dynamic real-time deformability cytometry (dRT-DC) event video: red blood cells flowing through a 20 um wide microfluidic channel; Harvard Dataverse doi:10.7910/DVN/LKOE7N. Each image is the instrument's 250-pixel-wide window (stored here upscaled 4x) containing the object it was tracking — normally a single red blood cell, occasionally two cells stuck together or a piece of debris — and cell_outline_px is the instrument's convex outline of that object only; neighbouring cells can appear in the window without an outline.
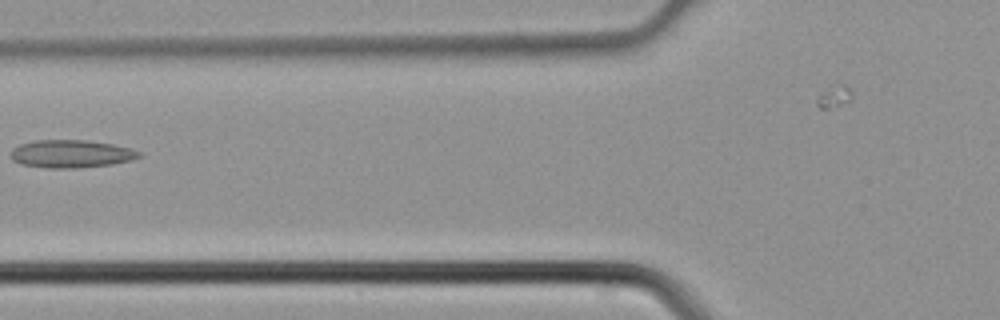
{"species": "common noctule bat (a hibernating species)", "species_latin": "Nyctalus noctula", "temperature_condition": "cold", "stored_images_in_passage": 2, "camera_frame_rate_fps": 3000, "um_per_image_px": 0.085, "animal": {"sex": "male", "body_mass_g": 21.5, "forearm_length_mm": 52.0}, "frame": {"image": 1, "passage_image": 2, "time_ms": 0.333, "image_size_px": [1000, 320], "cell_outline_px": [[144, 152], [140, 156], [132, 160], [112, 164], [76, 168], [48, 168], [20, 164], [12, 160], [12, 148], [20, 144], [36, 140], [88, 140], [112, 144], [132, 148]], "centroid_in_image_um": [6.08, 13.07], "position_along_channel_um": 119.7, "area_um2": 20.92}}